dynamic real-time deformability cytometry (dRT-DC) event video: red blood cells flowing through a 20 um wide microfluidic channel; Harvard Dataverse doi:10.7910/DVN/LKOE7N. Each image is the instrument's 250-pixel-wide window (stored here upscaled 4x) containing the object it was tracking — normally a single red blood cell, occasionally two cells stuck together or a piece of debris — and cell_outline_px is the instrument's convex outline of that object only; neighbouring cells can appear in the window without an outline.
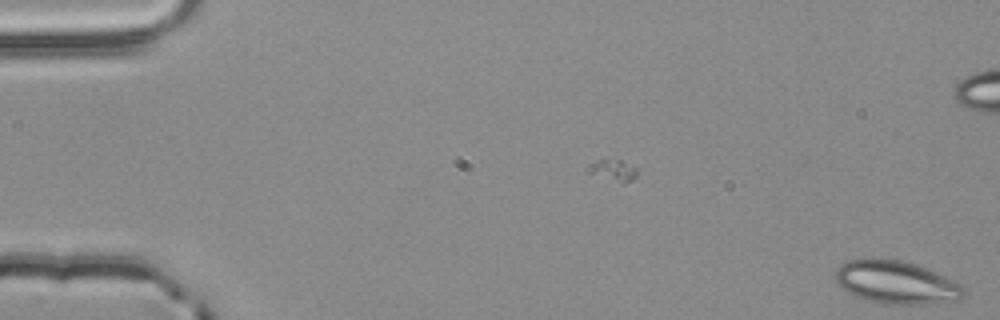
{"species": "common noctule bat (a hibernating species)", "species_latin": "Nyctalus noctula", "temperature_condition": "room temperature", "stored_images_in_passage": 5, "camera_frame_rate_fps": 3000, "um_per_image_px": 0.085, "animal": {"sex": "male", "body_mass_g": 20.4}, "frame": {"image": 1, "passage_image": 5, "time_ms": 1.333, "image_size_px": [1000, 320], "cell_outline_px": [[964, 292], [960, 300], [936, 304], [896, 304], [872, 300], [860, 296], [840, 288], [832, 276], [836, 268], [840, 264], [848, 260], [864, 256], [872, 256], [900, 260], [916, 264], [936, 272], [960, 284], [964, 288]], "centroid_in_image_um": [76.13, 23.95], "position_along_channel_um": 8.9, "area_um2": 32.48}}